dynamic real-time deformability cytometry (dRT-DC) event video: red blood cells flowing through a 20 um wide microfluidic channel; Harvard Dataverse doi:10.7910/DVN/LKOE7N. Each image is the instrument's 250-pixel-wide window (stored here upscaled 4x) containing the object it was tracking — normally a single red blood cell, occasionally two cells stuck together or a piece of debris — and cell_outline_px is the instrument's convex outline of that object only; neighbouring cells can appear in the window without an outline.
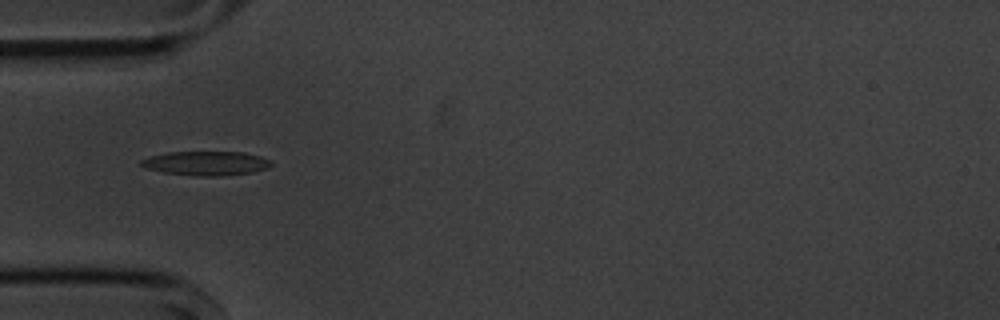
{"species": "common noctule bat (a hibernating species)", "species_latin": "Nyctalus noctula", "temperature_condition": "cold", "stored_images_in_passage": 11, "camera_frame_rate_fps": 3000, "um_per_image_px": 0.085, "animal": {"sex": "male", "body_mass_g": 20.1, "forearm_length_mm": 53.5}, "frame": {"image": 1, "passage_image": 1, "time_ms": 0.0, "image_size_px": [1000, 320], "cell_outline_px": [[272, 164], [268, 168], [252, 172], [220, 176], [196, 176], [164, 172], [144, 168], [140, 164], [140, 160], [152, 156], [168, 152], [244, 152], [260, 156], [272, 160]], "centroid_in_image_um": [17.54, 13.88], "position_along_channel_um": 67.5, "area_um2": 18.32}}
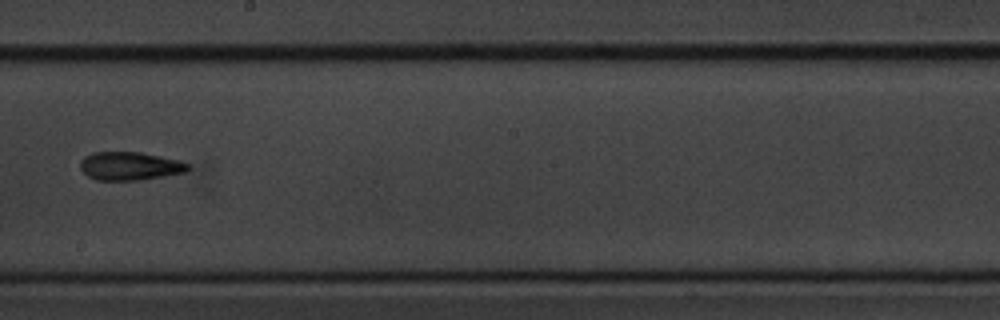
{"frame": {"image": 2, "passage_image": 5, "time_ms": 4.667, "image_size_px": [1000, 320], "cell_outline_px": [[192, 168], [184, 172], [164, 176], [140, 180], [96, 180], [88, 176], [80, 168], [80, 160], [84, 156], [92, 152], [140, 152], [160, 156], [176, 160], [188, 164]], "centroid_in_image_um": [11.0, 14.11], "position_along_channel_um": 237.2, "area_um2": 17.74}}
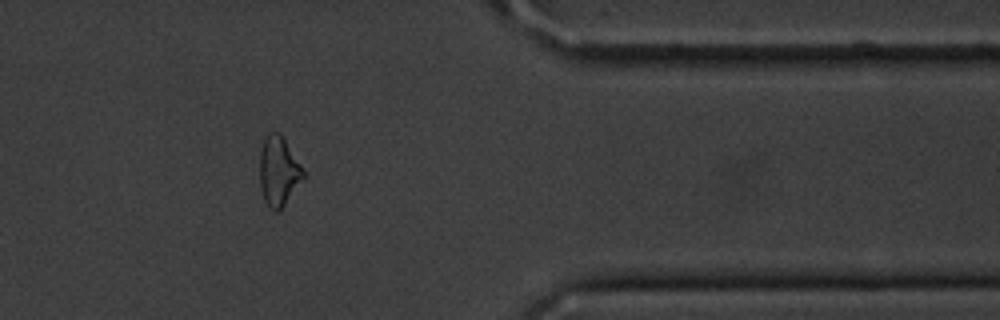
{"frame": {"image": 3, "passage_image": 9, "time_ms": 9.333, "image_size_px": [1000, 320], "cell_outline_px": [[308, 176], [284, 204], [276, 212], [264, 200], [260, 188], [260, 148], [268, 132], [276, 132], [284, 140]], "centroid_in_image_um": [23.7, 14.57], "position_along_channel_um": 387.7, "area_um2": 17.46}, "authors_computed_cell_mechanics": {"area_um2": 17.7446, "velocity_mm_per_s": 3.6223, "shape_relaxation_time_tau1_ms": 7.337, "shape_relaxation_time_tau2_ms": 6.0529, "deformation_change_tau1": 0.1791, "deformation_change_tau2": 0.163}}